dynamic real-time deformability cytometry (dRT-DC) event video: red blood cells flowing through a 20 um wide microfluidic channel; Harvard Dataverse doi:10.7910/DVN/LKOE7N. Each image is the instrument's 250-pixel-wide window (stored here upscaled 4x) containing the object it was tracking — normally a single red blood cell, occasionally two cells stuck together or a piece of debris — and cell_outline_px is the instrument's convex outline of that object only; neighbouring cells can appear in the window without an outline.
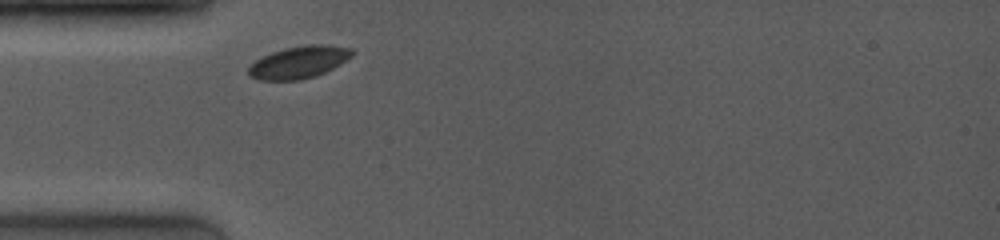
{"species": "common noctule bat (a hibernating species)", "species_latin": "Nyctalus noctula", "temperature_condition": "room temperature", "stored_images_in_passage": 20, "camera_frame_rate_fps": 4000, "um_per_image_px": 0.085, "animal": {"sex": "female", "body_mass_g": 19.0, "forearm_length_mm": 53.3}, "frame": {"image": 1, "passage_image": 1, "time_ms": 0.0, "image_size_px": [1000, 240], "cell_outline_px": [[356, 52], [352, 56], [340, 64], [316, 76], [300, 80], [260, 80], [248, 76], [248, 68], [256, 60], [272, 52], [284, 48], [308, 44], [324, 44], [352, 48]], "centroid_in_image_um": [25.43, 5.28], "position_along_channel_um": 59.6, "area_um2": 19.48}}
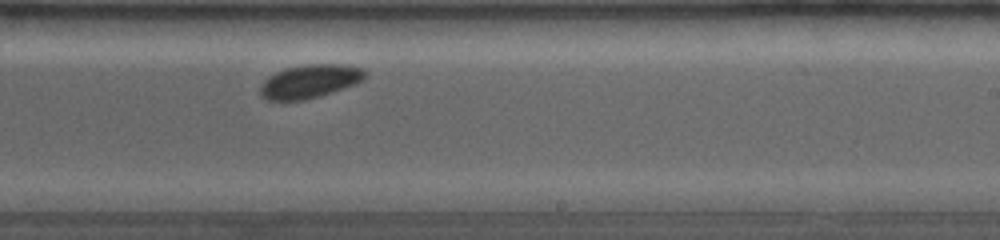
{"frame": {"image": 2, "passage_image": 12, "time_ms": 5.25, "image_size_px": [1000, 240], "cell_outline_px": [[368, 72], [360, 80], [352, 84], [332, 92], [320, 96], [304, 100], [264, 100], [260, 96], [260, 84], [268, 76], [284, 68], [304, 64], [344, 64], [364, 68]], "centroid_in_image_um": [26.28, 6.9], "position_along_channel_um": 262.7, "area_um2": 20.52}}
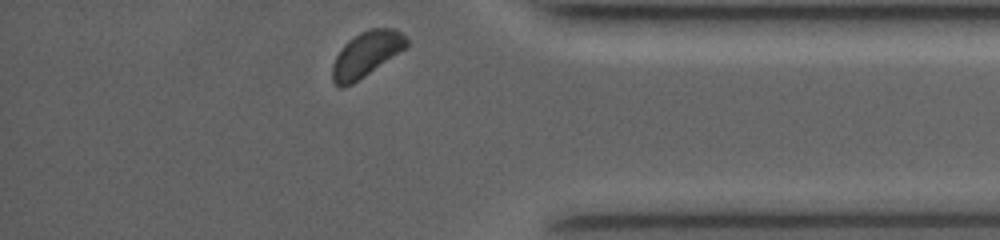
{"frame": {"image": 3, "passage_image": 20, "time_ms": 9.0, "image_size_px": [1000, 240], "cell_outline_px": [[408, 48], [352, 84], [344, 88], [340, 88], [332, 80], [332, 64], [336, 56], [344, 44], [348, 40], [360, 32], [368, 28], [396, 28], [408, 40]], "centroid_in_image_um": [31.15, 4.6], "position_along_channel_um": 404.0, "area_um2": 19.77}, "authors_computed_cell_mechanics": {"area_um2": 19.7965, "velocity_mm_per_s": 3.9394, "shape_relaxation_time_tau1_ms": 0.8694, "shape_relaxation_time_tau2_ms": null, "deformation_change_tau1": 0.0176, "deformation_change_tau2": null}}